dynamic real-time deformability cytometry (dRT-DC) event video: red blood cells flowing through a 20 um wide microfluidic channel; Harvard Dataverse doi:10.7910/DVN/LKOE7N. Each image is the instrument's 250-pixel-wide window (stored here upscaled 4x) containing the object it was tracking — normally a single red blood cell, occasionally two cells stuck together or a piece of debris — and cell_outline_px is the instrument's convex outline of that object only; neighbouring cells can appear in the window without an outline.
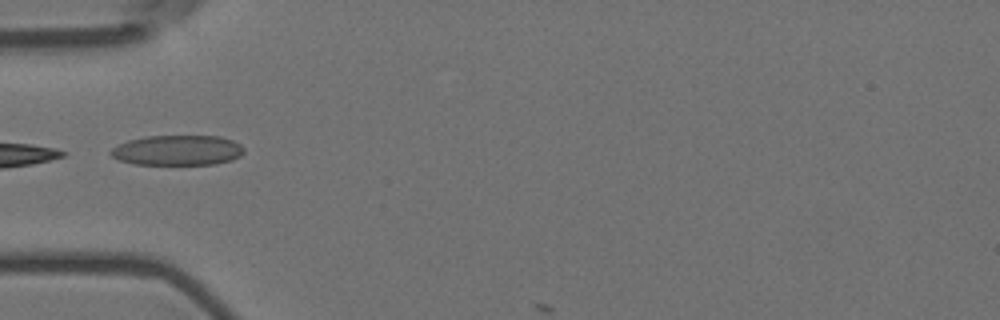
{"species": "Egyptian fruit bat (a non-hibernating species)", "species_latin": "Rousettus aegyptiacus", "temperature_condition": "room temperature", "stored_images_in_passage": 6, "camera_frame_rate_fps": 3000, "um_per_image_px": 0.085, "animal": {"sex": "female"}, "frame": {"image": 1, "passage_image": 5, "time_ms": 1.333, "image_size_px": [1000, 320], "cell_outline_px": [[244, 152], [240, 156], [232, 160], [216, 164], [132, 164], [120, 160], [112, 156], [108, 152], [112, 148], [128, 140], [144, 136], [220, 136], [232, 140], [240, 144], [244, 148]], "centroid_in_image_um": [15.1, 12.77], "position_along_channel_um": 69.9, "area_um2": 23.47}}